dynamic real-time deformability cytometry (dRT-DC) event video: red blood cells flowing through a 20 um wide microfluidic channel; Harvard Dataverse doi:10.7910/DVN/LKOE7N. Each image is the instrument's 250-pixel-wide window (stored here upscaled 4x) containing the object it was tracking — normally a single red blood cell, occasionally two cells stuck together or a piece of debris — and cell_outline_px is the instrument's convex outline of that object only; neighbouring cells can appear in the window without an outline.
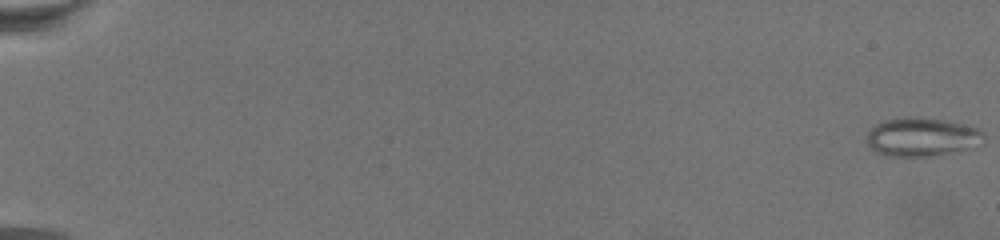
{"species": "common noctule bat (a hibernating species)", "species_latin": "Nyctalus noctula", "temperature_condition": "warm", "stored_images_in_passage": 75, "camera_frame_rate_fps": 3000, "um_per_image_px": 0.085, "animal": {"sex": "female", "body_mass_g": 19.5, "forearm_length_mm": 54.1}, "frame": {"image": 1, "passage_image": 1, "time_ms": 0.0, "image_size_px": [1000, 240], "cell_outline_px": [[984, 136], [972, 148], [932, 156], [884, 156], [876, 152], [868, 144], [864, 136], [876, 124], [888, 120], [944, 120], [976, 128], [984, 132]], "centroid_in_image_um": [78.32, 11.7], "position_along_channel_um": 6.7, "area_um2": 25.26}}
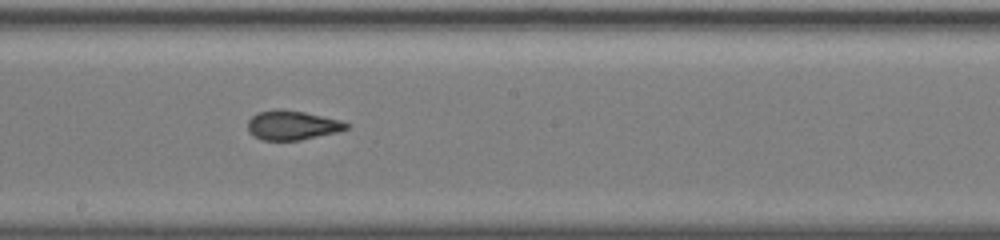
{"frame": {"image": 2, "passage_image": 45, "time_ms": 14.667, "image_size_px": [1000, 240], "cell_outline_px": [[348, 128], [336, 132], [300, 140], [260, 140], [252, 136], [248, 132], [248, 120], [256, 112], [276, 108], [280, 108], [304, 112], [340, 120], [348, 124]], "centroid_in_image_um": [24.76, 10.64], "position_along_channel_um": 223.4, "area_um2": 16.94}}
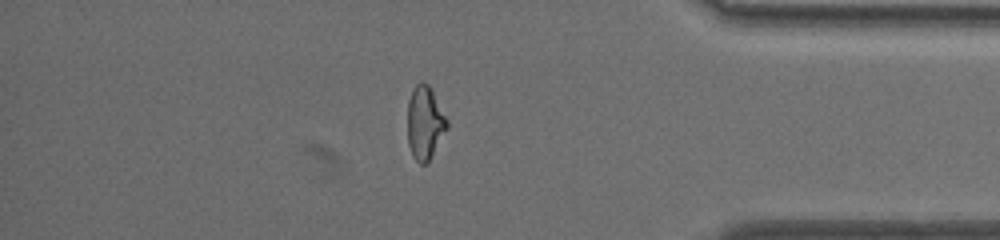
{"frame": {"image": 3, "passage_image": 65, "time_ms": 21.333, "image_size_px": [1000, 240], "cell_outline_px": [[448, 128], [428, 164], [420, 164], [412, 156], [408, 144], [408, 100], [412, 88], [420, 80], [428, 84], [448, 120]], "centroid_in_image_um": [36.11, 10.46], "position_along_channel_um": 399.1, "area_um2": 17.11}}